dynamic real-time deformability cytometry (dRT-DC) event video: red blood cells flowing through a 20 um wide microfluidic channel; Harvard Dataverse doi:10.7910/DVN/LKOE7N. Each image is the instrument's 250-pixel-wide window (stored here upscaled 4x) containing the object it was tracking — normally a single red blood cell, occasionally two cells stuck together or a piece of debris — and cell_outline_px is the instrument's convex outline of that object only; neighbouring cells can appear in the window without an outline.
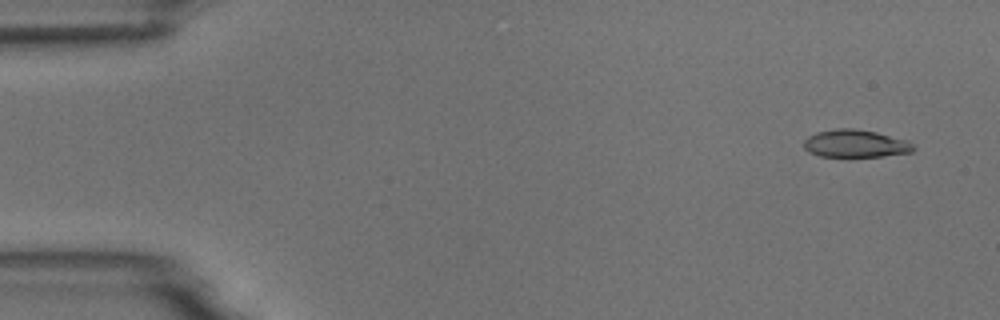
{"species": "common noctule bat (a hibernating species)", "species_latin": "Nyctalus noctula", "temperature_condition": "room temperature", "stored_images_in_passage": 4, "camera_frame_rate_fps": 3000, "um_per_image_px": 0.085, "animal": {"sex": "male", "body_mass_g": 18.8}, "frame": {"image": 1, "passage_image": 1, "time_ms": 0.0, "image_size_px": [1000, 320], "cell_outline_px": [[916, 148], [912, 152], [884, 156], [820, 156], [808, 152], [804, 148], [804, 140], [808, 136], [816, 132], [836, 128], [852, 128], [876, 132], [908, 140]], "centroid_in_image_um": [72.71, 12.2], "position_along_channel_um": 12.3, "area_um2": 17.69}}
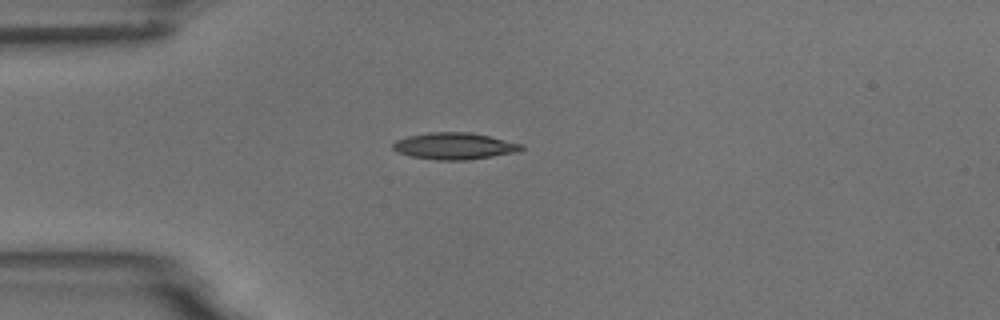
{"frame": {"image": 2, "passage_image": 4, "time_ms": 3.667, "image_size_px": [1000, 320], "cell_outline_px": [[524, 148], [520, 152], [468, 160], [436, 160], [412, 156], [396, 152], [392, 148], [392, 144], [396, 140], [408, 136], [428, 132], [472, 132], [524, 144]], "centroid_in_image_um": [38.66, 12.41], "position_along_channel_um": 46.3, "area_um2": 20.23}}